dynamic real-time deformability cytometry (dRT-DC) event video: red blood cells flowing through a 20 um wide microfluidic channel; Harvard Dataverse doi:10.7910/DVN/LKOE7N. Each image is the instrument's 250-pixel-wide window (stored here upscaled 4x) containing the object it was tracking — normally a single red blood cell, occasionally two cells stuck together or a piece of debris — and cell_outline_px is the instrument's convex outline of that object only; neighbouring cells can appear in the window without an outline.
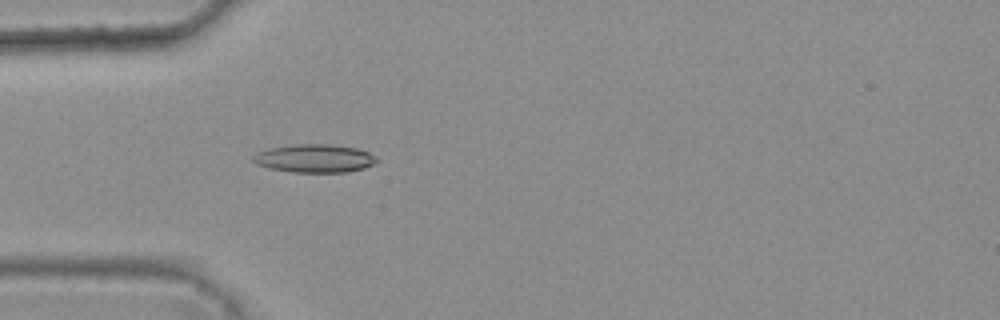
{"species": "common noctule bat (a hibernating species)", "species_latin": "Nyctalus noctula", "temperature_condition": "warm", "stored_images_in_passage": 32, "camera_frame_rate_fps": 3000, "um_per_image_px": 0.085, "animal": {"sex": "female", "body_mass_g": 25.1}, "frame": {"image": 1, "passage_image": 1, "time_ms": 0.0, "image_size_px": [1000, 320], "cell_outline_px": [[380, 160], [364, 168], [344, 172], [292, 172], [268, 168], [256, 164], [252, 160], [252, 156], [256, 152], [268, 148], [296, 144], [328, 144], [356, 148], [368, 152]], "centroid_in_image_um": [26.69, 13.46], "position_along_channel_um": 58.3, "area_um2": 20.35}}
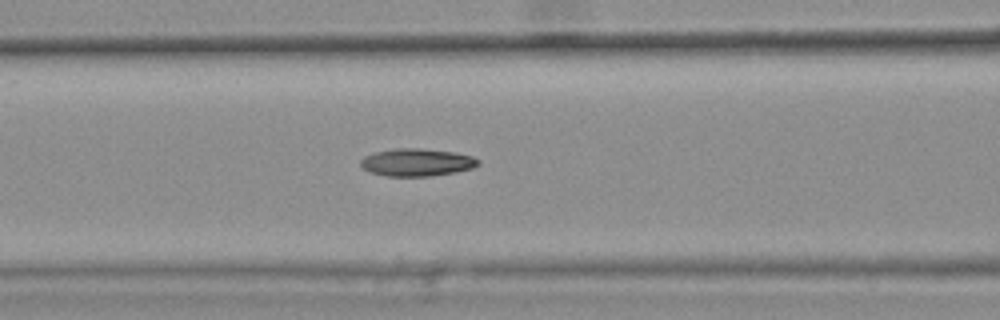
{"frame": {"image": 2, "passage_image": 7, "time_ms": 2.0, "image_size_px": [1000, 320], "cell_outline_px": [[480, 164], [472, 168], [456, 172], [432, 176], [384, 176], [368, 172], [360, 164], [360, 160], [364, 156], [376, 152], [392, 148], [420, 148], [456, 152], [472, 156], [480, 160]], "centroid_in_image_um": [35.43, 13.8], "position_along_channel_um": 131.2, "area_um2": 19.13}}
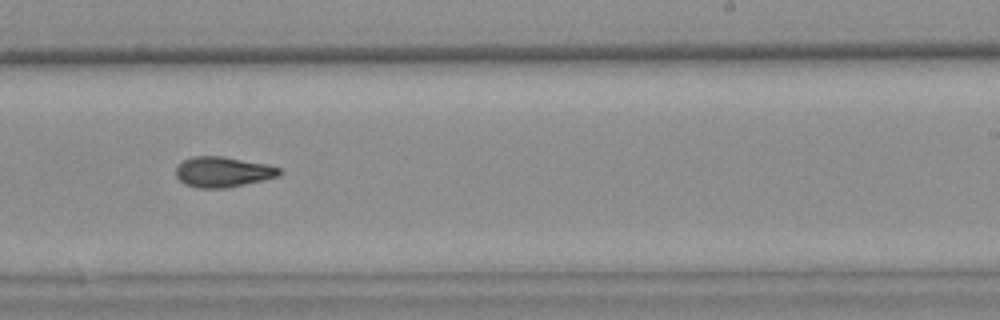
{"frame": {"image": 3, "passage_image": 18, "time_ms": 5.667, "image_size_px": [1000, 320], "cell_outline_px": [[284, 172], [280, 176], [264, 180], [224, 188], [200, 188], [184, 184], [176, 176], [176, 168], [184, 160], [192, 156], [220, 156], [268, 164], [280, 168]], "centroid_in_image_um": [18.98, 14.61], "position_along_channel_um": 270.0, "area_um2": 18.32}, "authors_computed_cell_mechanics": {"area_um2": 18.1203, "velocity_mm_per_s": 3.7948, "shape_relaxation_time_tau1_ms": null, "shape_relaxation_time_tau2_ms": 2.8929, "deformation_change_tau1": null, "deformation_change_tau2": 0.1089}}